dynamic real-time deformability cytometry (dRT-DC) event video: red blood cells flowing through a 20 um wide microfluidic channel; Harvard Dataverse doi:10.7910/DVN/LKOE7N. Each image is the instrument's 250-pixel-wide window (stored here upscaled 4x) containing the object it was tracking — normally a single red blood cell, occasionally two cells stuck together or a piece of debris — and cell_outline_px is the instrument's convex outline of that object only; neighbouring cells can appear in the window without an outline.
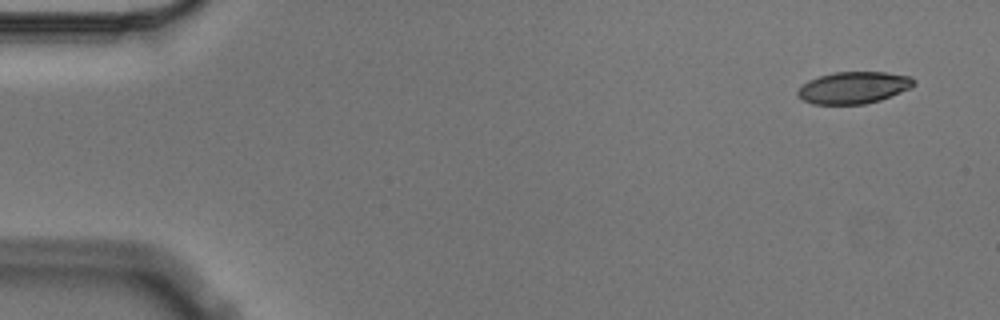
{"species": "Egyptian fruit bat (a non-hibernating species)", "species_latin": "Rousettus aegyptiacus", "temperature_condition": "cold", "stored_images_in_passage": 5, "camera_frame_rate_fps": 3000, "um_per_image_px": 0.085, "animal": {"sex": "male"}, "frame": {"image": 1, "passage_image": 1, "time_ms": 0.0, "image_size_px": [1000, 320], "cell_outline_px": [[916, 84], [900, 92], [880, 100], [864, 104], [812, 104], [796, 96], [796, 92], [808, 80], [832, 72], [888, 72], [912, 76], [916, 80]], "centroid_in_image_um": [72.56, 7.44], "position_along_channel_um": 12.4, "area_um2": 21.62}}
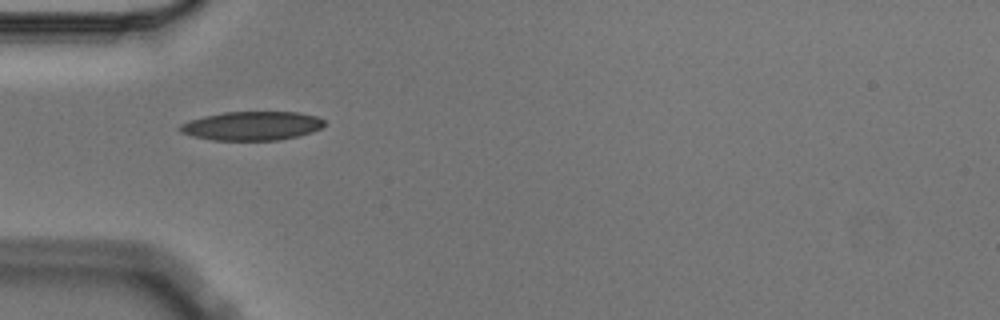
{"frame": {"image": 2, "passage_image": 4, "time_ms": 1.0, "image_size_px": [1000, 320], "cell_outline_px": [[324, 124], [320, 128], [312, 132], [280, 140], [212, 140], [192, 136], [180, 132], [176, 128], [180, 124], [188, 120], [204, 116], [224, 112], [300, 112], [316, 116], [324, 120]], "centroid_in_image_um": [21.36, 10.69], "position_along_channel_um": 63.6, "area_um2": 24.39}}
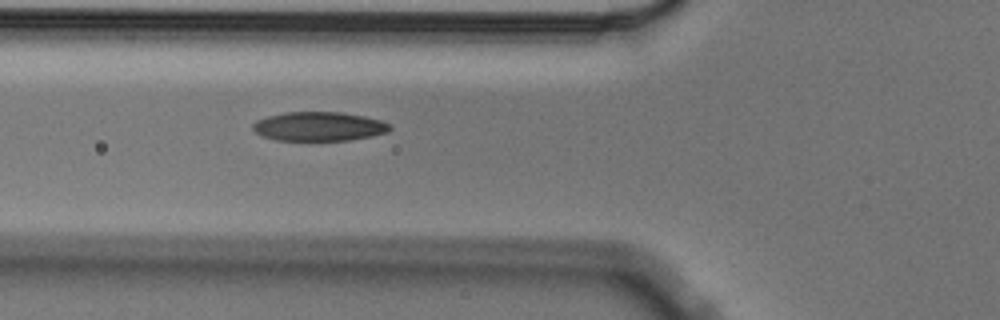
{"frame": {"image": 3, "passage_image": 5, "time_ms": 1.333, "image_size_px": [1000, 320], "cell_outline_px": [[392, 128], [388, 132], [372, 136], [348, 140], [276, 140], [264, 136], [256, 132], [252, 128], [252, 124], [256, 120], [268, 116], [284, 112], [340, 112], [364, 116], [380, 120], [392, 124]], "centroid_in_image_um": [27.13, 10.74], "position_along_channel_um": 98.7, "area_um2": 23.24}}